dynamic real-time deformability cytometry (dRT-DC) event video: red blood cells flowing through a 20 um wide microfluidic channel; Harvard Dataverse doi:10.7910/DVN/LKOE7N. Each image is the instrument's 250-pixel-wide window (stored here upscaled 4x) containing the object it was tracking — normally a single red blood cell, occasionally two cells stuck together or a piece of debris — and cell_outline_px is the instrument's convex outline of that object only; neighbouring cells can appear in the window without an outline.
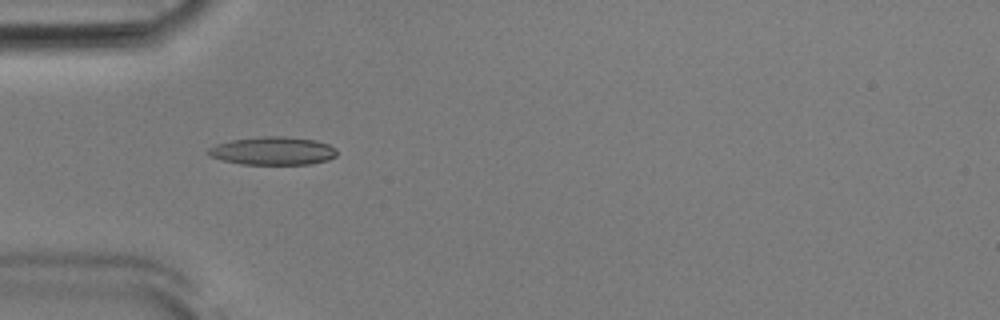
{"species": "Egyptian fruit bat (a non-hibernating species)", "species_latin": "Rousettus aegyptiacus", "temperature_condition": "room temperature", "stored_images_in_passage": 37, "camera_frame_rate_fps": 3000, "um_per_image_px": 0.085, "animal": {"sex": "male"}, "frame": {"image": 1, "passage_image": 5, "time_ms": 1.333, "image_size_px": [1000, 320], "cell_outline_px": [[336, 156], [328, 160], [308, 164], [240, 164], [208, 156], [204, 152], [208, 148], [216, 144], [232, 140], [260, 136], [284, 136], [316, 140], [328, 144], [336, 148]], "centroid_in_image_um": [23.16, 12.82], "position_along_channel_um": 61.8, "area_um2": 21.21}}
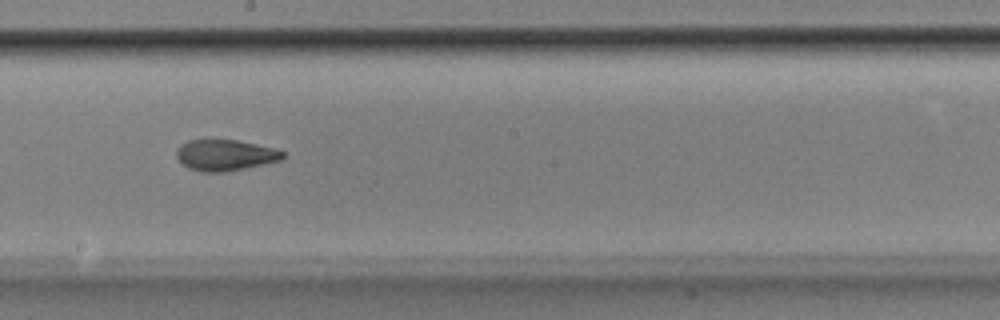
{"frame": {"image": 2, "passage_image": 18, "time_ms": 5.667, "image_size_px": [1000, 320], "cell_outline_px": [[284, 156], [280, 160], [264, 164], [224, 172], [200, 172], [188, 168], [176, 156], [176, 148], [180, 144], [188, 140], [236, 140], [256, 144], [272, 148], [284, 152]], "centroid_in_image_um": [19.09, 13.19], "position_along_channel_um": 229.1, "area_um2": 19.07}}
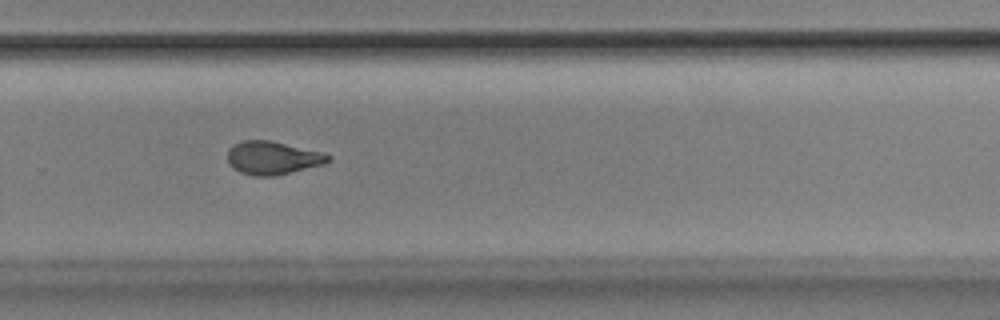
{"frame": {"image": 3, "passage_image": 24, "time_ms": 7.667, "image_size_px": [1000, 320], "cell_outline_px": [[332, 160], [324, 164], [276, 176], [252, 176], [240, 172], [232, 168], [228, 164], [228, 148], [244, 140], [268, 140], [320, 152], [332, 156]], "centroid_in_image_um": [23.16, 13.44], "position_along_channel_um": 306.6, "area_um2": 19.42}, "authors_computed_cell_mechanics": {"area_um2": 19.4786, "velocity_mm_per_s": 3.903, "shape_relaxation_time_tau1_ms": 4.0616, "shape_relaxation_time_tau2_ms": 1.8287, "deformation_change_tau1": 0.1668, "deformation_change_tau2": 0.088}}